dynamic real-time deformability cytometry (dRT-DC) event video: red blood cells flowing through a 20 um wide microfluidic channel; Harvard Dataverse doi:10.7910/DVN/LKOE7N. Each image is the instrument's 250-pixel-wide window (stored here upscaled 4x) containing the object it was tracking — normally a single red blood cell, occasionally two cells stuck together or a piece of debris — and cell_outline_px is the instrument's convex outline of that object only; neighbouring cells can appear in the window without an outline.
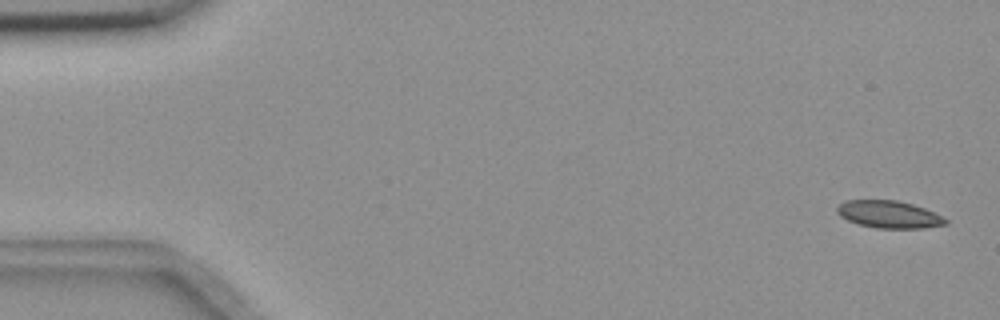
{"species": "common noctule bat (a hibernating species)", "species_latin": "Nyctalus noctula", "temperature_condition": "room temperature", "stored_images_in_passage": 57, "segment_of_instrument_passage": [1, 2], "camera_frame_rate_fps": 3000, "um_per_image_px": 0.085, "animal": {"sex": "female", "body_mass_g": 18.4}, "frame": {"image": 1, "passage_image": 2, "time_ms": 0.333, "image_size_px": [1000, 320], "cell_outline_px": [[948, 224], [920, 228], [876, 228], [860, 224], [848, 220], [840, 216], [836, 212], [836, 208], [840, 204], [848, 200], [896, 200], [912, 204], [924, 208], [948, 220]], "centroid_in_image_um": [75.54, 18.22], "position_along_channel_um": 9.5, "area_um2": 17.05}}
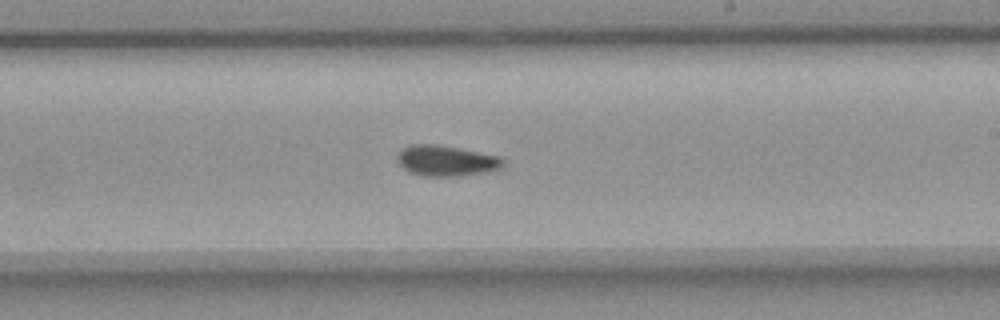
{"frame": {"image": 2, "passage_image": 33, "time_ms": 10.667, "image_size_px": [1000, 320], "cell_outline_px": [[504, 164], [500, 168], [488, 172], [456, 176], [424, 176], [408, 172], [396, 160], [396, 156], [408, 144], [436, 144], [500, 156], [504, 160]], "centroid_in_image_um": [37.92, 13.66], "position_along_channel_um": 251.1, "area_um2": 18.9}}
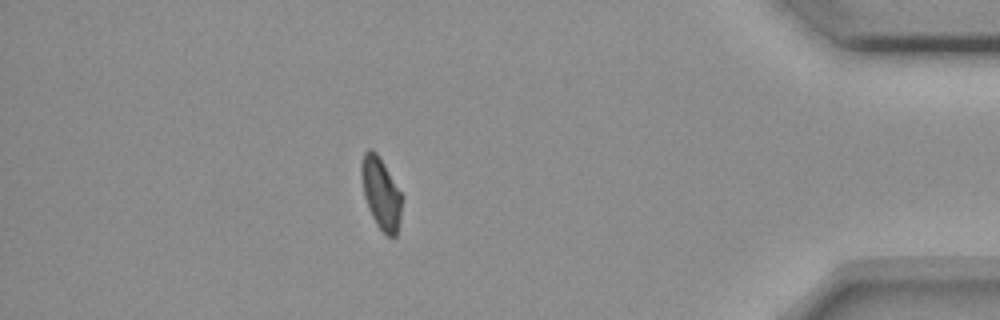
{"frame": {"image": 3, "passage_image": 49, "time_ms": 16.0, "image_size_px": [1000, 320], "cell_outline_px": [[404, 196], [400, 220], [396, 236], [388, 236], [376, 224], [368, 208], [364, 196], [360, 172], [360, 164], [364, 152], [368, 148], [372, 148], [376, 152]], "centroid_in_image_um": [32.39, 16.41], "position_along_channel_um": 402.8, "area_um2": 17.11}}